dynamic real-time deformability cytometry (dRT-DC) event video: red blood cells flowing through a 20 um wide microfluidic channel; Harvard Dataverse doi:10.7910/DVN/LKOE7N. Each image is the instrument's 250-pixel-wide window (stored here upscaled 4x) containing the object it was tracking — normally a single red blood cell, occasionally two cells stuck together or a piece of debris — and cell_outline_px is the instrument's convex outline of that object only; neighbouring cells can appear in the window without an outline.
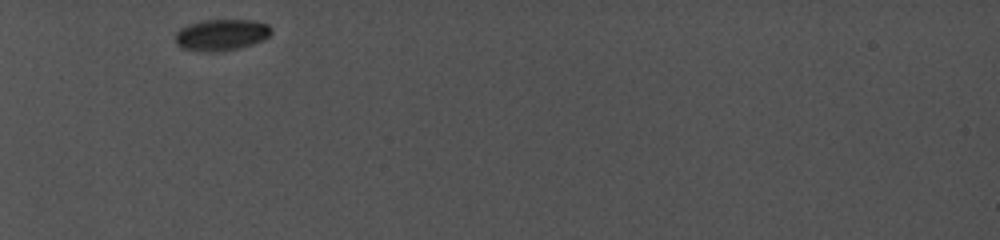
{"species": "common noctule bat (a hibernating species)", "species_latin": "Nyctalus noctula", "temperature_condition": "cold", "stored_images_in_passage": 35, "camera_frame_rate_fps": 5000, "um_per_image_px": 0.085, "animal": {"sex": "female", "body_mass_g": 19.0, "forearm_length_mm": 56.7}, "frame": {"image": 1, "passage_image": 1, "time_ms": 0.0, "image_size_px": [1000, 240], "cell_outline_px": [[272, 32], [264, 40], [240, 48], [216, 52], [200, 52], [180, 48], [176, 44], [176, 32], [180, 28], [188, 24], [200, 20], [252, 20], [268, 24], [272, 28]], "centroid_in_image_um": [18.8, 2.97], "position_along_channel_um": 66.2, "area_um2": 17.86}}
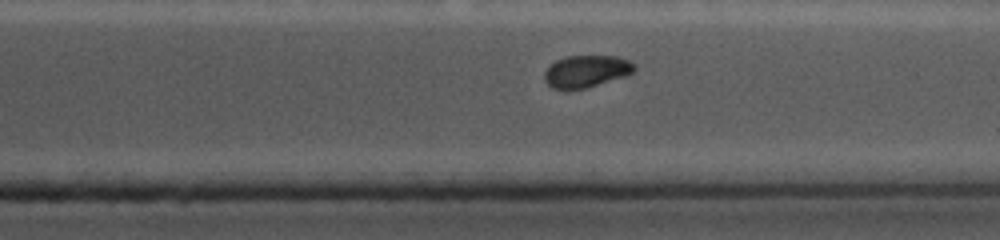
{"frame": {"image": 2, "passage_image": 29, "time_ms": 8.4, "image_size_px": [1000, 240], "cell_outline_px": [[636, 68], [632, 72], [624, 76], [584, 88], [552, 88], [544, 80], [544, 72], [556, 60], [568, 56], [616, 56], [628, 60], [636, 64]], "centroid_in_image_um": [49.84, 6.04], "position_along_channel_um": 361.6, "area_um2": 16.42}}
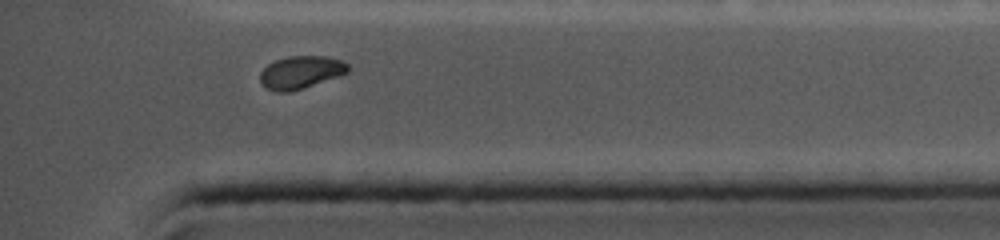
{"frame": {"image": 3, "passage_image": 33, "time_ms": 9.6, "image_size_px": [1000, 240], "cell_outline_px": [[348, 72], [340, 76], [288, 92], [276, 92], [268, 88], [260, 80], [260, 72], [268, 64], [276, 60], [288, 56], [328, 56], [344, 60], [348, 64]], "centroid_in_image_um": [25.6, 6.12], "position_along_channel_um": 409.6, "area_um2": 16.65}, "authors_computed_cell_mechanics": {"area_um2": 18.8428, "velocity_mm_per_s": 3.904, "shape_relaxation_time_tau1_ms": 2.7912, "shape_relaxation_time_tau2_ms": null, "deformation_change_tau1": 0.0796, "deformation_change_tau2": null}}